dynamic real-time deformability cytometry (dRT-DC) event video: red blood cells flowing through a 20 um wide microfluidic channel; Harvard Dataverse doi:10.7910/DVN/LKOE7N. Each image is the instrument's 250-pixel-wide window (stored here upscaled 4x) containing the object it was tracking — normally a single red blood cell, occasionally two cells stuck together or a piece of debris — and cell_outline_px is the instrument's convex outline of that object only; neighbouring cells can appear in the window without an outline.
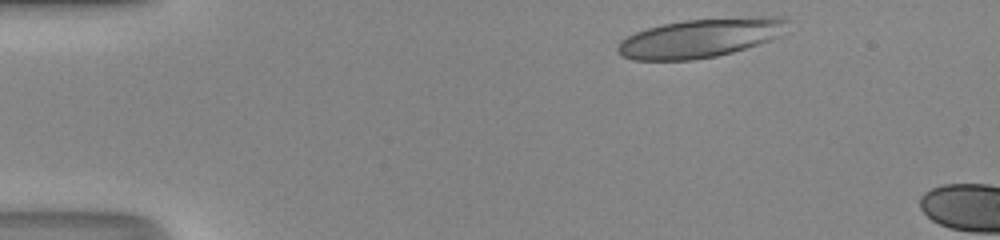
{"species": "human", "species_latin": "Homo sapiens", "temperature_condition": "room temperature", "stored_images_in_passage": 36, "camera_frame_rate_fps": 3000, "um_per_image_px": 0.085, "donor": {"sex": "male"}, "frame": {"image": 1, "passage_image": 1, "time_ms": 0.0, "image_size_px": [1000, 240], "cell_outline_px": [[788, 20], [780, 36], [772, 40], [732, 52], [716, 56], [692, 60], [632, 60], [624, 56], [616, 48], [620, 40], [636, 32], [648, 28], [664, 24], [684, 20], [764, 16], [784, 16]], "centroid_in_image_um": [59.55, 3.23], "position_along_channel_um": 25.4, "area_um2": 38.32}}
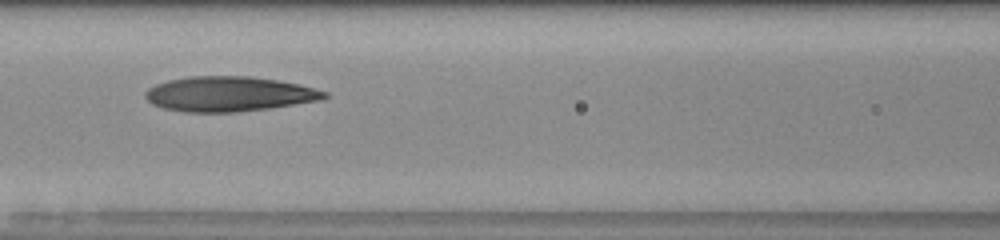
{"frame": {"image": 2, "passage_image": 16, "time_ms": 5.0, "image_size_px": [1000, 240], "cell_outline_px": [[328, 96], [320, 100], [268, 108], [236, 112], [184, 112], [164, 108], [152, 104], [144, 96], [144, 92], [148, 88], [156, 84], [168, 80], [192, 76], [252, 76], [276, 80], [296, 84], [328, 92]], "centroid_in_image_um": [19.42, 7.99], "position_along_channel_um": 147.2, "area_um2": 36.24}}
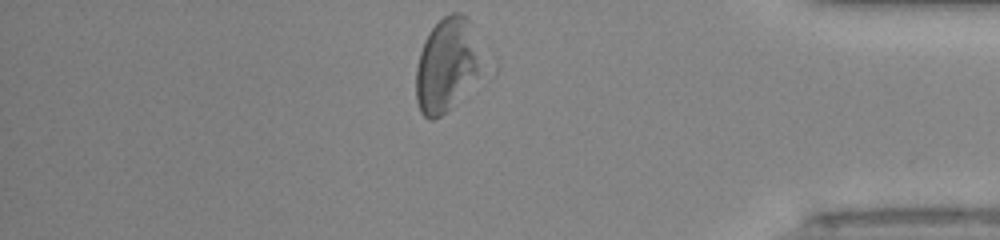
{"frame": {"image": 3, "passage_image": 36, "time_ms": 11.667, "image_size_px": [1000, 240], "cell_outline_px": [[500, 68], [496, 76], [440, 116], [432, 120], [428, 120], [420, 112], [416, 100], [416, 68], [420, 52], [424, 40], [428, 32], [444, 16], [452, 12], [460, 12], [468, 16]], "centroid_in_image_um": [38.39, 5.55], "position_along_channel_um": 396.8, "area_um2": 42.08}, "authors_computed_cell_mechanics": {"area_um2": 36.3273, "velocity_mm_per_s": 4.1787, "shape_relaxation_time_tau1_ms": null, "shape_relaxation_time_tau2_ms": 5.1484, "deformation_change_tau1": null, "deformation_change_tau2": 0.1405}}